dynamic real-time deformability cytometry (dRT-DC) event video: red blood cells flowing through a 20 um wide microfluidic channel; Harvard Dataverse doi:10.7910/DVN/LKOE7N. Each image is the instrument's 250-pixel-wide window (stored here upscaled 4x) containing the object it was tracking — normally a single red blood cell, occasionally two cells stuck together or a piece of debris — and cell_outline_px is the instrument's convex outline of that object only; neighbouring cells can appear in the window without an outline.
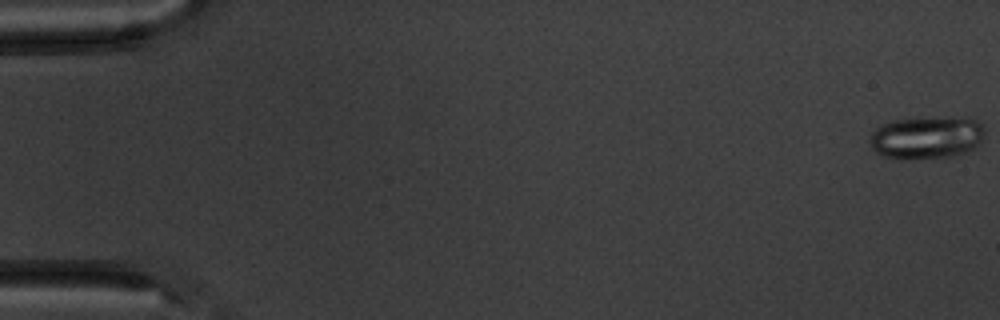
{"species": "common noctule bat (a hibernating species)", "species_latin": "Nyctalus noctula", "temperature_condition": "warm", "stored_images_in_passage": 10, "camera_frame_rate_fps": 3000, "um_per_image_px": 0.085, "animal": {"sex": "male", "body_mass_g": 20.1, "forearm_length_mm": 53.5}, "frame": {"image": 1, "passage_image": 1, "time_ms": 0.0, "image_size_px": [1000, 320], "cell_outline_px": [[984, 132], [980, 140], [968, 152], [952, 156], [912, 160], [884, 156], [872, 148], [872, 132], [880, 124], [896, 120], [972, 120], [980, 124], [984, 128]], "centroid_in_image_um": [78.71, 11.76], "position_along_channel_um": 6.3, "area_um2": 27.11}}
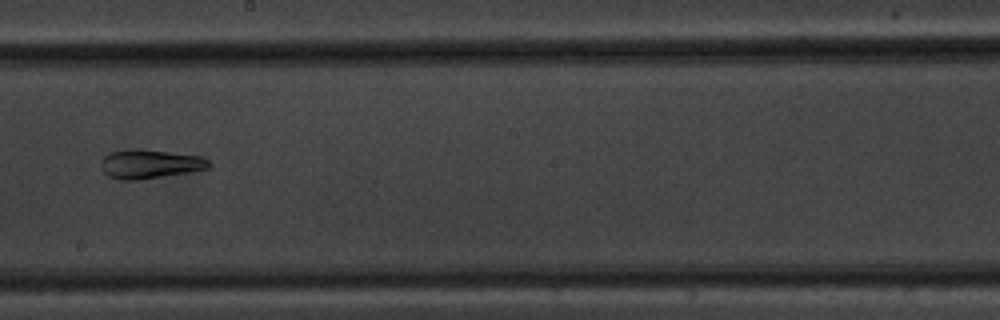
{"frame": {"image": 2, "passage_image": 10, "time_ms": 10.333, "image_size_px": [1000, 320], "cell_outline_px": [[212, 164], [208, 168], [188, 172], [140, 180], [120, 180], [108, 176], [100, 168], [100, 160], [108, 152], [132, 148], [136, 148], [200, 156], [208, 160]], "centroid_in_image_um": [12.67, 13.94], "position_along_channel_um": 235.5, "area_um2": 18.38}}